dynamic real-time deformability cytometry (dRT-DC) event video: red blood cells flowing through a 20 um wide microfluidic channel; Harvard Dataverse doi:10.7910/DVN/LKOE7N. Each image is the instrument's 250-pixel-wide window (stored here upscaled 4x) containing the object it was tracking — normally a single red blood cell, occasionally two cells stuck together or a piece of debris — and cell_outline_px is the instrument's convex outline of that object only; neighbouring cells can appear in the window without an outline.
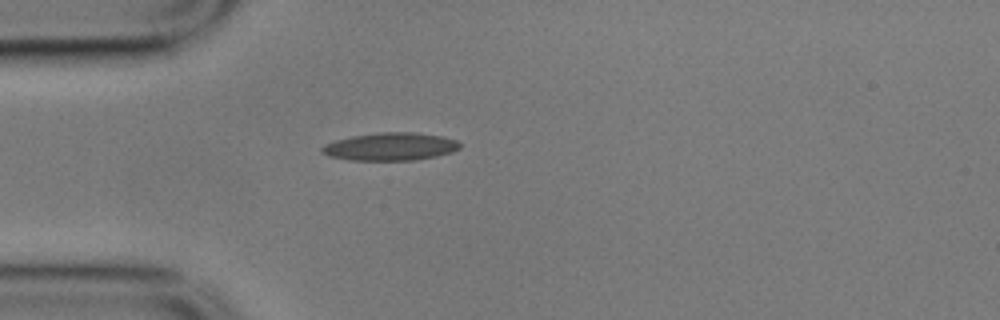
{"species": "common noctule bat (a hibernating species)", "species_latin": "Nyctalus noctula", "temperature_condition": "cold", "stored_images_in_passage": 42, "camera_frame_rate_fps": 3000, "um_per_image_px": 0.085, "animal": {"sex": "male", "body_mass_g": 17.9}, "frame": {"image": 1, "passage_image": 1, "time_ms": 0.0, "image_size_px": [1000, 320], "cell_outline_px": [[460, 148], [452, 152], [436, 156], [416, 160], [352, 160], [328, 156], [320, 152], [320, 148], [324, 144], [336, 140], [352, 136], [380, 132], [416, 132], [440, 136], [456, 140], [460, 144]], "centroid_in_image_um": [33.16, 12.46], "position_along_channel_um": 51.8, "area_um2": 22.37}}
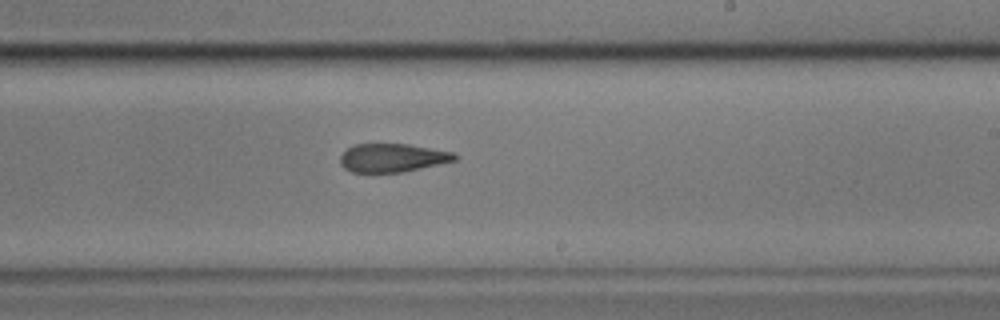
{"frame": {"image": 2, "passage_image": 19, "time_ms": 6.0, "image_size_px": [1000, 320], "cell_outline_px": [[460, 156], [456, 160], [420, 168], [400, 172], [352, 172], [344, 168], [340, 164], [340, 156], [352, 144], [408, 144], [452, 152]], "centroid_in_image_um": [33.34, 13.41], "position_along_channel_um": 255.7, "area_um2": 18.84}}
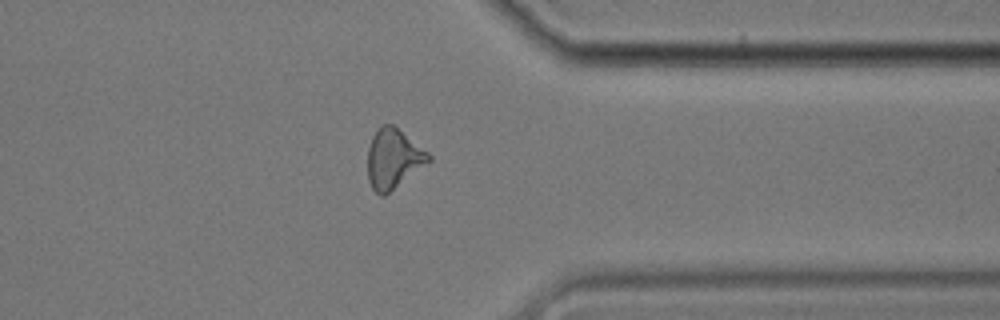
{"frame": {"image": 3, "passage_image": 30, "time_ms": 9.667, "image_size_px": [1000, 320], "cell_outline_px": [[432, 160], [384, 196], [380, 196], [372, 188], [368, 180], [368, 148], [372, 136], [380, 124], [392, 124], [428, 152], [432, 156]], "centroid_in_image_um": [33.42, 13.49], "position_along_channel_um": 378.0, "area_um2": 21.1}, "authors_computed_cell_mechanics": {"area_um2": 20.8658, "velocity_mm_per_s": 3.5248, "shape_relaxation_time_tau1_ms": null, "shape_relaxation_time_tau2_ms": 6.613, "deformation_change_tau1": null, "deformation_change_tau2": 0.1672}}